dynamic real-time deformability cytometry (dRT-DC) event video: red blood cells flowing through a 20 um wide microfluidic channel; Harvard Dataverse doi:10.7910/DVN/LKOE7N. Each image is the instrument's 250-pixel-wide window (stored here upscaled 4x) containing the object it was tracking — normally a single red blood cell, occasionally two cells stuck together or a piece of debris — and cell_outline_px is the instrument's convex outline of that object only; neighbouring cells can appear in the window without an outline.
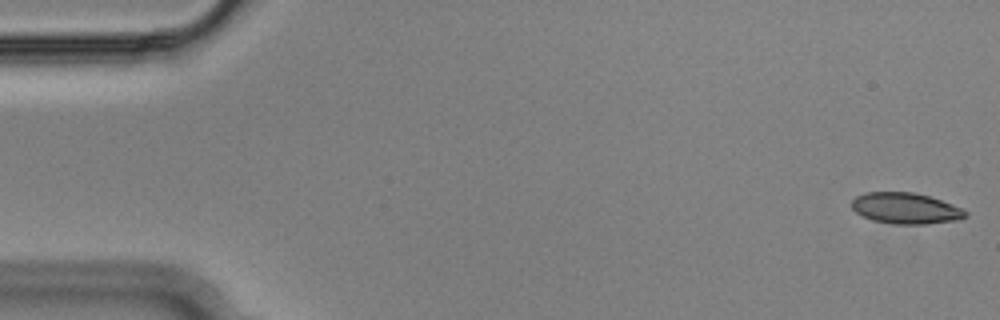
{"species": "Egyptian fruit bat (a non-hibernating species)", "species_latin": "Rousettus aegyptiacus", "temperature_condition": "cold", "stored_images_in_passage": 55, "camera_frame_rate_fps": 3000, "um_per_image_px": 0.085, "animal": {"sex": "male"}, "frame": {"image": 1, "passage_image": 1, "time_ms": 0.0, "image_size_px": [1000, 320], "cell_outline_px": [[968, 216], [960, 220], [928, 224], [892, 224], [872, 220], [856, 212], [852, 208], [852, 200], [856, 196], [864, 192], [912, 192], [928, 196], [964, 208], [968, 212]], "centroid_in_image_um": [77.02, 17.71], "position_along_channel_um": 8.0, "area_um2": 20.75}}
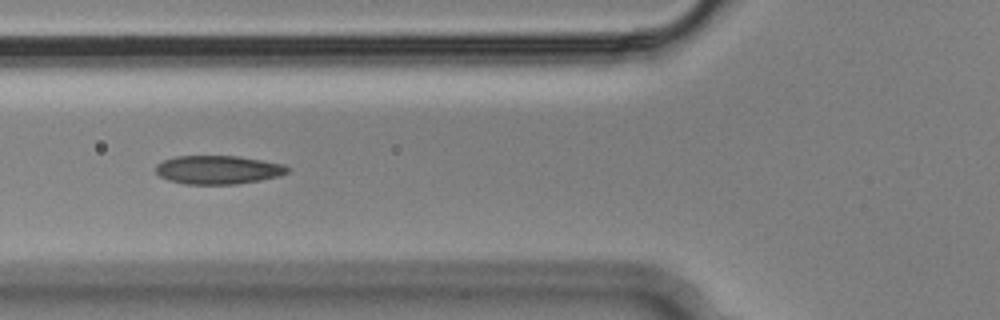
{"frame": {"image": 2, "passage_image": 20, "time_ms": 6.333, "image_size_px": [1000, 320], "cell_outline_px": [[292, 168], [288, 172], [280, 176], [260, 180], [236, 184], [184, 184], [168, 180], [160, 176], [156, 172], [156, 164], [164, 160], [176, 156], [240, 156], [284, 164]], "centroid_in_image_um": [18.57, 14.43], "position_along_channel_um": 107.2, "area_um2": 22.08}}
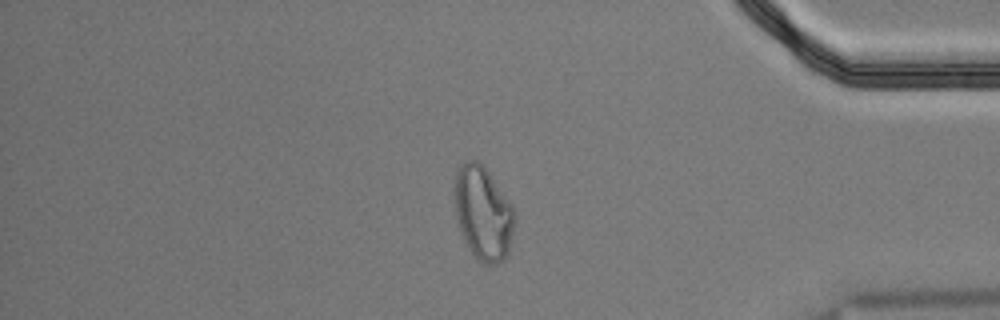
{"frame": {"image": 3, "passage_image": 46, "time_ms": 15.0, "image_size_px": [1000, 320], "cell_outline_px": [[516, 220], [508, 256], [504, 260], [496, 264], [484, 264], [472, 252], [460, 232], [456, 220], [456, 172], [460, 164], [468, 160], [476, 160], [488, 172], [516, 212]], "centroid_in_image_um": [41.1, 18.16], "position_along_channel_um": 394.1, "area_um2": 32.43}, "authors_computed_cell_mechanics": {"area_um2": 21.964, "velocity_mm_per_s": 3.6316, "shape_relaxation_time_tau1_ms": null, "shape_relaxation_time_tau2_ms": 2.5344, "deformation_change_tau1": null, "deformation_change_tau2": 0.064}}